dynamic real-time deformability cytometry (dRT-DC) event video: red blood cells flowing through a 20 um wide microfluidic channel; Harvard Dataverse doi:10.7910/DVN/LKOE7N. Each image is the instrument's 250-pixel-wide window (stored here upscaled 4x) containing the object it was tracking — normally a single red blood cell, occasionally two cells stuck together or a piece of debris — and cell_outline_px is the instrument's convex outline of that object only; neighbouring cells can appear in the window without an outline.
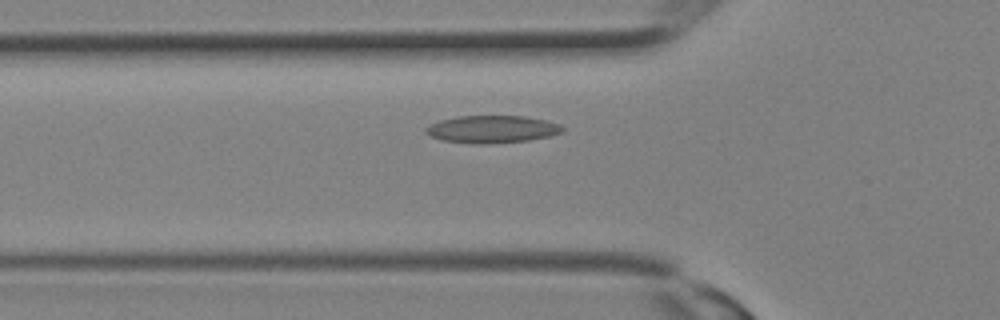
{"species": "Egyptian fruit bat (a non-hibernating species)", "species_latin": "Rousettus aegyptiacus", "temperature_condition": "room temperature", "stored_images_in_passage": 25, "camera_frame_rate_fps": 3000, "um_per_image_px": 0.085, "animal": {"sex": "female"}, "frame": {"image": 1, "passage_image": 6, "time_ms": 1.667, "image_size_px": [1000, 320], "cell_outline_px": [[564, 132], [548, 136], [528, 140], [484, 144], [476, 144], [440, 140], [424, 132], [424, 128], [440, 120], [456, 116], [524, 116], [544, 120], [560, 124], [564, 128]], "centroid_in_image_um": [41.81, 10.98], "position_along_channel_um": 84.0, "area_um2": 21.79}}
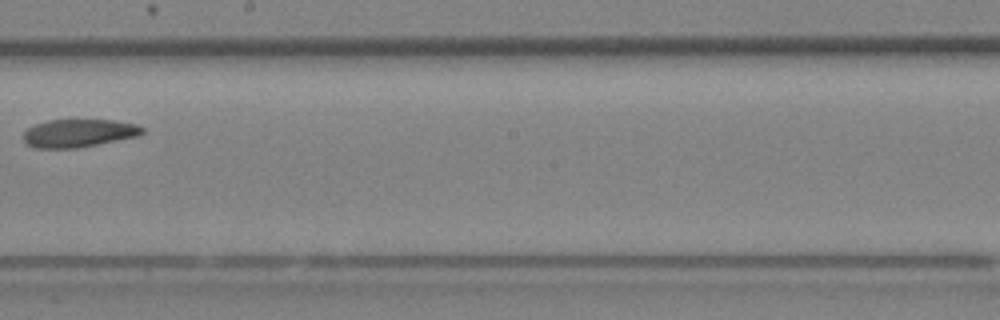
{"frame": {"image": 2, "passage_image": 13, "time_ms": 4.0, "image_size_px": [1000, 320], "cell_outline_px": [[144, 132], [140, 136], [76, 148], [36, 148], [28, 144], [24, 140], [24, 132], [28, 128], [36, 124], [48, 120], [116, 120], [136, 124], [144, 128]], "centroid_in_image_um": [6.73, 11.31], "position_along_channel_um": 241.5, "area_um2": 19.36}}
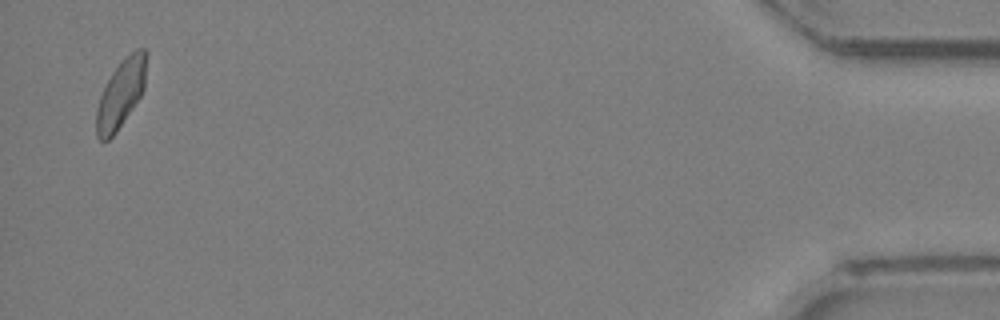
{"frame": {"image": 3, "passage_image": 25, "time_ms": 8.0, "image_size_px": [1000, 320], "cell_outline_px": [[148, 52], [144, 88], [140, 96], [116, 132], [108, 140], [100, 140], [96, 136], [96, 108], [104, 84], [120, 60], [124, 56], [136, 48], [144, 48]], "centroid_in_image_um": [10.27, 7.89], "position_along_channel_um": 424.9, "area_um2": 20.11}}